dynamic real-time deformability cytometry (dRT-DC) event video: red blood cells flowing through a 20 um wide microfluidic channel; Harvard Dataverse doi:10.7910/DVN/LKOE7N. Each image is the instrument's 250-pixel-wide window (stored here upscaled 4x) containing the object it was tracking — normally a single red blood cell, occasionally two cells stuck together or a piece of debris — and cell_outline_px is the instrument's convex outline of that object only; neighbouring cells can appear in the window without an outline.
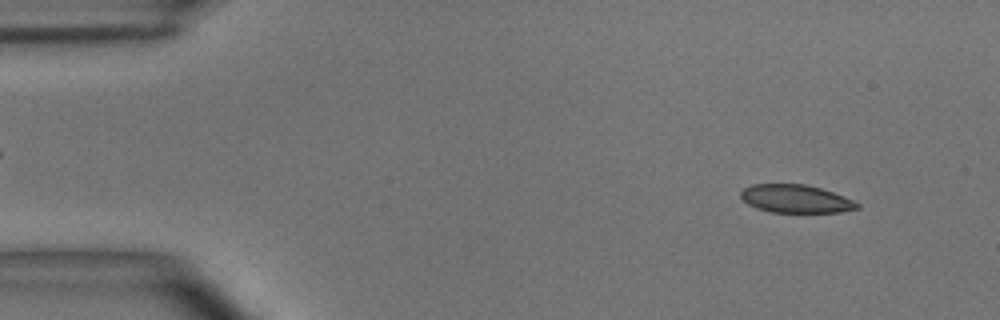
{"species": "common noctule bat (a hibernating species)", "species_latin": "Nyctalus noctula", "temperature_condition": "room temperature", "stored_images_in_passage": 50, "camera_frame_rate_fps": 3000, "um_per_image_px": 0.085, "animal": {"sex": "male", "body_mass_g": 15.6}, "frame": {"image": 1, "passage_image": 5, "time_ms": 1.333, "image_size_px": [1000, 320], "cell_outline_px": [[860, 208], [840, 212], [772, 212], [756, 208], [748, 204], [740, 196], [740, 192], [744, 188], [752, 184], [804, 184], [820, 188], [844, 196], [860, 204]], "centroid_in_image_um": [67.63, 16.9], "position_along_channel_um": 17.4, "area_um2": 18.96}}
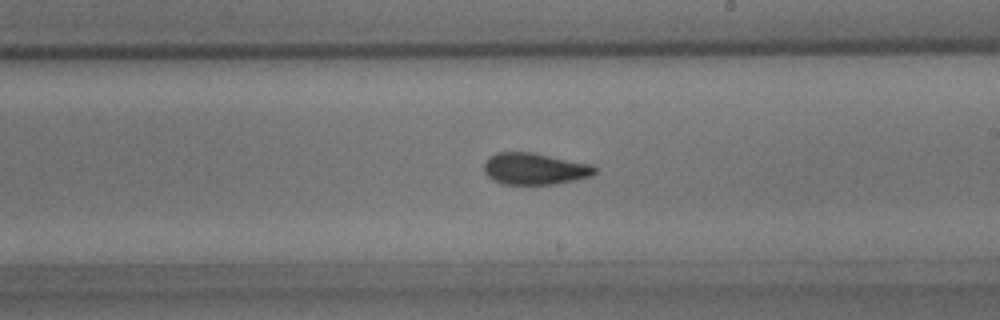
{"frame": {"image": 2, "passage_image": 29, "time_ms": 9.333, "image_size_px": [1000, 320], "cell_outline_px": [[596, 172], [592, 176], [556, 184], [504, 184], [492, 180], [484, 172], [484, 160], [488, 156], [496, 152], [532, 152], [592, 164], [596, 168]], "centroid_in_image_um": [45.43, 14.34], "position_along_channel_um": 243.6, "area_um2": 20.63}}
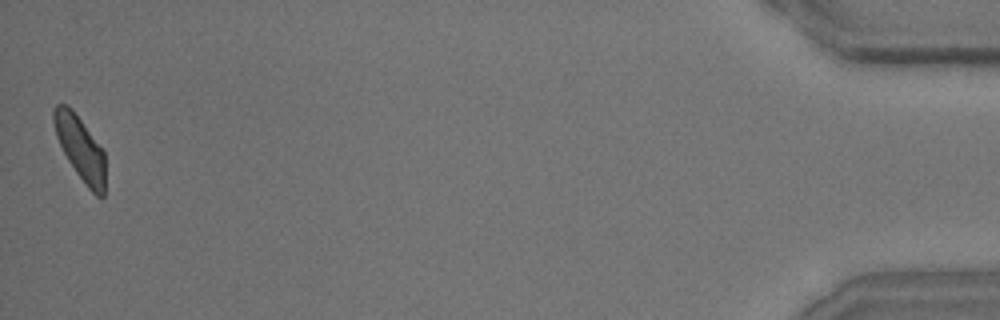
{"frame": {"image": 3, "passage_image": 50, "time_ms": 16.333, "image_size_px": [1000, 320], "cell_outline_px": [[104, 196], [96, 196], [88, 188], [76, 172], [68, 160], [56, 136], [52, 120], [52, 112], [56, 104], [68, 104], [72, 108], [104, 152]], "centroid_in_image_um": [6.79, 12.57], "position_along_channel_um": 428.4, "area_um2": 18.9}, "authors_computed_cell_mechanics": {"area_um2": 20.2011, "velocity_mm_per_s": 3.9508, "shape_relaxation_time_tau1_ms": 4.5445, "shape_relaxation_time_tau2_ms": 1.5675, "deformation_change_tau1": 0.1178, "deformation_change_tau2": 0.0526}}